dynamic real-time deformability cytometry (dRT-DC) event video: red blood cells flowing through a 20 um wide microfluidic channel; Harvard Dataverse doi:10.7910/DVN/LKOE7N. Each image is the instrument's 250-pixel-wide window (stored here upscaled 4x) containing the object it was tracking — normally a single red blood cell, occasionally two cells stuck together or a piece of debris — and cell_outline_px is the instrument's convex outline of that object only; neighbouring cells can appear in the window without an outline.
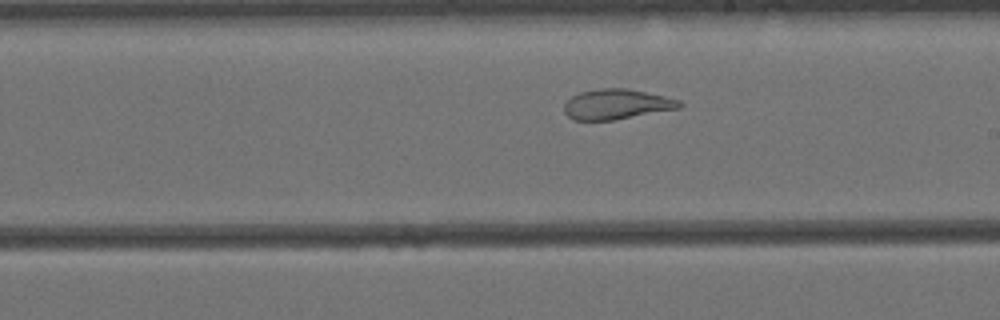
{"species": "Egyptian fruit bat (a non-hibernating species)", "species_latin": "Rousettus aegyptiacus", "temperature_condition": "cold", "stored_images_in_passage": 48, "camera_frame_rate_fps": 3000, "um_per_image_px": 0.085, "animal": {"sex": "female"}, "frame": {"image": 1, "passage_image": 23, "time_ms": 7.333, "image_size_px": [1000, 320], "cell_outline_px": [[684, 104], [680, 108], [612, 120], [572, 120], [564, 112], [564, 104], [572, 96], [580, 92], [600, 88], [628, 88], [664, 96], [680, 100]], "centroid_in_image_um": [52.41, 8.85], "position_along_channel_um": 236.6, "area_um2": 20.23}}
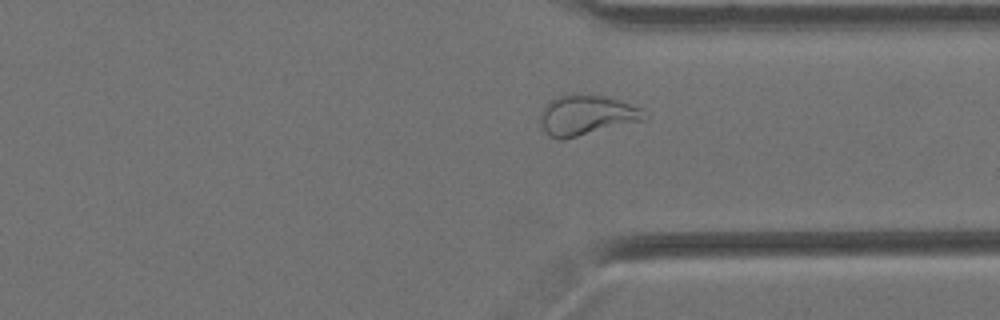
{"frame": {"image": 2, "passage_image": 34, "time_ms": 11.0, "image_size_px": [1000, 320], "cell_outline_px": [[648, 120], [564, 140], [560, 140], [548, 136], [544, 132], [540, 124], [540, 112], [544, 104], [560, 96], [576, 92], [604, 96], [620, 100], [640, 108], [648, 116]], "centroid_in_image_um": [49.85, 9.8], "position_along_channel_um": 361.6, "area_um2": 25.09}}
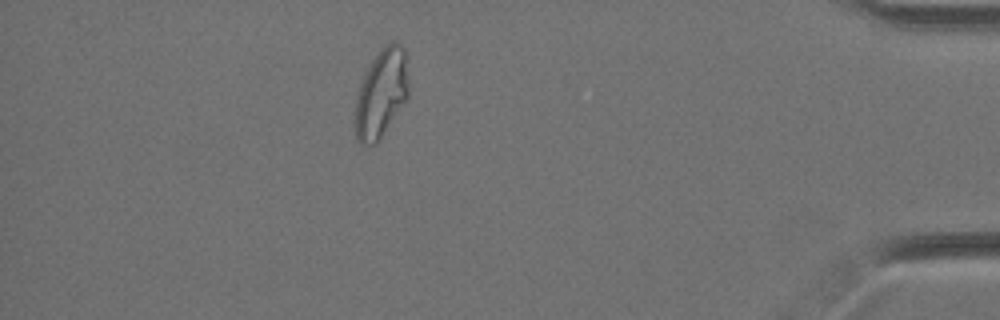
{"frame": {"image": 3, "passage_image": 42, "time_ms": 13.667, "image_size_px": [1000, 320], "cell_outline_px": [[408, 96], [380, 136], [372, 144], [360, 144], [356, 140], [356, 100], [360, 84], [372, 60], [380, 48], [384, 44], [392, 40], [396, 40], [404, 48], [408, 80]], "centroid_in_image_um": [32.41, 7.85], "position_along_channel_um": 402.8, "area_um2": 26.82}, "authors_computed_cell_mechanics": {"area_um2": 25.7788, "velocity_mm_per_s": 3.4171, "shape_relaxation_time_tau1_ms": null, "shape_relaxation_time_tau2_ms": 1.6936, "deformation_change_tau1": null, "deformation_change_tau2": 0.0916}}